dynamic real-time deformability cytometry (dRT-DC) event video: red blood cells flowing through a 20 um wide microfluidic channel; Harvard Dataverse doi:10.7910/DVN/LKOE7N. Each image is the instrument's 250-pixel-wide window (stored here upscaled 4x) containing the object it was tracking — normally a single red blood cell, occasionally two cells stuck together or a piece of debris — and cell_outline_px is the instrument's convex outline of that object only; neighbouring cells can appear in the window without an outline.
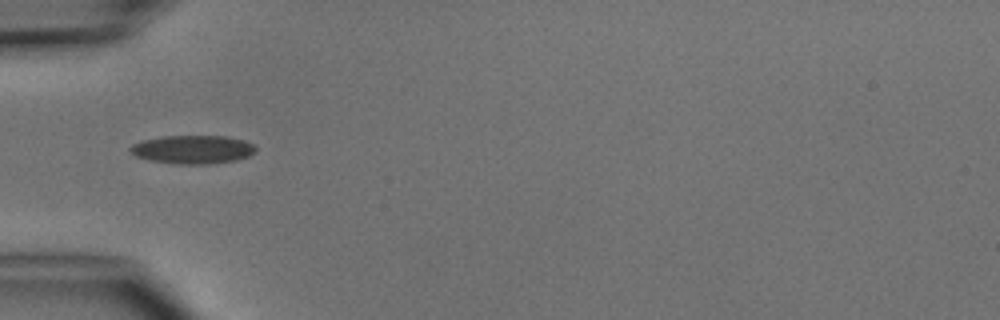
{"species": "common noctule bat (a hibernating species)", "species_latin": "Nyctalus noctula", "temperature_condition": "cold", "stored_images_in_passage": 4, "camera_frame_rate_fps": 3000, "um_per_image_px": 0.085, "animal": {"sex": "male", "body_mass_g": 15.6}, "frame": {"image": 1, "passage_image": 4, "time_ms": 4.333, "image_size_px": [1000, 320], "cell_outline_px": [[256, 152], [248, 156], [236, 160], [208, 164], [176, 164], [148, 160], [136, 156], [128, 148], [132, 144], [144, 140], [164, 136], [224, 136], [244, 140], [252, 144], [256, 148]], "centroid_in_image_um": [16.38, 12.71], "position_along_channel_um": 68.6, "area_um2": 20.75}}